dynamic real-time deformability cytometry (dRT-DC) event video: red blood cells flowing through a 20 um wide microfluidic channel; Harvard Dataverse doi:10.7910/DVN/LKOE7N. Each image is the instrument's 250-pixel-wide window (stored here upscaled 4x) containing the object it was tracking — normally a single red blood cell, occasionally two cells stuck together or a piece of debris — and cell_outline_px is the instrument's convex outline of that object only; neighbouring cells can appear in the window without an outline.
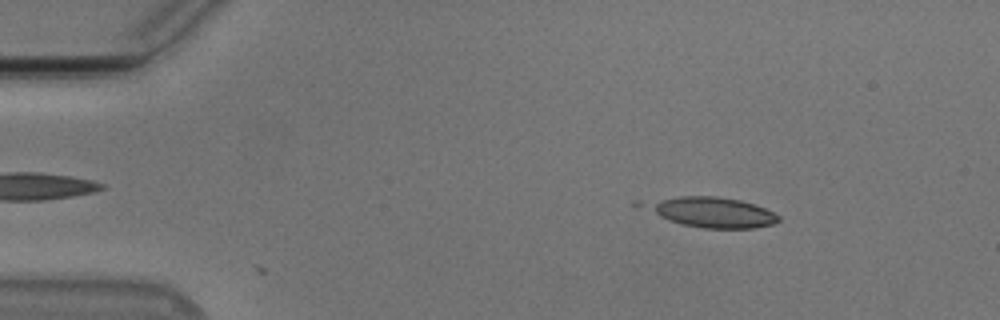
{"species": "Egyptian fruit bat (a non-hibernating species)", "species_latin": "Rousettus aegyptiacus", "temperature_condition": "cold", "stored_images_in_passage": 5, "camera_frame_rate_fps": 3000, "um_per_image_px": 0.085, "animal": {"sex": "male"}, "frame": {"image": 1, "passage_image": 5, "time_ms": 1.333, "image_size_px": [1000, 320], "cell_outline_px": [[780, 220], [772, 224], [752, 228], [704, 228], [680, 224], [660, 216], [656, 212], [656, 204], [664, 200], [680, 196], [716, 196], [740, 200], [764, 208], [780, 216]], "centroid_in_image_um": [60.77, 18.07], "position_along_channel_um": 24.2, "area_um2": 21.96}}